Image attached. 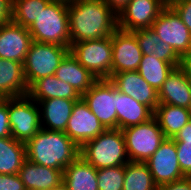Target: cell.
<instances>
[{
	"instance_id": "cell-12",
	"label": "cell",
	"mask_w": 191,
	"mask_h": 190,
	"mask_svg": "<svg viewBox=\"0 0 191 190\" xmlns=\"http://www.w3.org/2000/svg\"><path fill=\"white\" fill-rule=\"evenodd\" d=\"M167 5L165 0H130L117 16V28L129 32L151 28Z\"/></svg>"
},
{
	"instance_id": "cell-19",
	"label": "cell",
	"mask_w": 191,
	"mask_h": 190,
	"mask_svg": "<svg viewBox=\"0 0 191 190\" xmlns=\"http://www.w3.org/2000/svg\"><path fill=\"white\" fill-rule=\"evenodd\" d=\"M36 102L40 107L41 128L49 131L65 132L76 101L64 98H53Z\"/></svg>"
},
{
	"instance_id": "cell-35",
	"label": "cell",
	"mask_w": 191,
	"mask_h": 190,
	"mask_svg": "<svg viewBox=\"0 0 191 190\" xmlns=\"http://www.w3.org/2000/svg\"><path fill=\"white\" fill-rule=\"evenodd\" d=\"M12 137L8 113V98L0 99V138Z\"/></svg>"
},
{
	"instance_id": "cell-16",
	"label": "cell",
	"mask_w": 191,
	"mask_h": 190,
	"mask_svg": "<svg viewBox=\"0 0 191 190\" xmlns=\"http://www.w3.org/2000/svg\"><path fill=\"white\" fill-rule=\"evenodd\" d=\"M33 39L28 31L11 21L0 26V58L24 63Z\"/></svg>"
},
{
	"instance_id": "cell-3",
	"label": "cell",
	"mask_w": 191,
	"mask_h": 190,
	"mask_svg": "<svg viewBox=\"0 0 191 190\" xmlns=\"http://www.w3.org/2000/svg\"><path fill=\"white\" fill-rule=\"evenodd\" d=\"M80 156L95 169L125 166L129 162L120 129H106L80 147Z\"/></svg>"
},
{
	"instance_id": "cell-25",
	"label": "cell",
	"mask_w": 191,
	"mask_h": 190,
	"mask_svg": "<svg viewBox=\"0 0 191 190\" xmlns=\"http://www.w3.org/2000/svg\"><path fill=\"white\" fill-rule=\"evenodd\" d=\"M165 138H174L191 120L188 108L159 103L153 115Z\"/></svg>"
},
{
	"instance_id": "cell-4",
	"label": "cell",
	"mask_w": 191,
	"mask_h": 190,
	"mask_svg": "<svg viewBox=\"0 0 191 190\" xmlns=\"http://www.w3.org/2000/svg\"><path fill=\"white\" fill-rule=\"evenodd\" d=\"M28 31L33 41L70 47L68 4L50 1Z\"/></svg>"
},
{
	"instance_id": "cell-20",
	"label": "cell",
	"mask_w": 191,
	"mask_h": 190,
	"mask_svg": "<svg viewBox=\"0 0 191 190\" xmlns=\"http://www.w3.org/2000/svg\"><path fill=\"white\" fill-rule=\"evenodd\" d=\"M55 76L61 81L70 84L80 95L87 92L98 80L78 62L70 51L60 62Z\"/></svg>"
},
{
	"instance_id": "cell-30",
	"label": "cell",
	"mask_w": 191,
	"mask_h": 190,
	"mask_svg": "<svg viewBox=\"0 0 191 190\" xmlns=\"http://www.w3.org/2000/svg\"><path fill=\"white\" fill-rule=\"evenodd\" d=\"M172 139L177 148L180 169L186 177H191V120Z\"/></svg>"
},
{
	"instance_id": "cell-15",
	"label": "cell",
	"mask_w": 191,
	"mask_h": 190,
	"mask_svg": "<svg viewBox=\"0 0 191 190\" xmlns=\"http://www.w3.org/2000/svg\"><path fill=\"white\" fill-rule=\"evenodd\" d=\"M109 80L117 90L155 111L159 104L158 91L150 86L137 71L115 73Z\"/></svg>"
},
{
	"instance_id": "cell-22",
	"label": "cell",
	"mask_w": 191,
	"mask_h": 190,
	"mask_svg": "<svg viewBox=\"0 0 191 190\" xmlns=\"http://www.w3.org/2000/svg\"><path fill=\"white\" fill-rule=\"evenodd\" d=\"M28 90L23 63L0 58V97L11 98L28 95Z\"/></svg>"
},
{
	"instance_id": "cell-43",
	"label": "cell",
	"mask_w": 191,
	"mask_h": 190,
	"mask_svg": "<svg viewBox=\"0 0 191 190\" xmlns=\"http://www.w3.org/2000/svg\"><path fill=\"white\" fill-rule=\"evenodd\" d=\"M188 109H189V112H190V115H191V103H190V106H189Z\"/></svg>"
},
{
	"instance_id": "cell-29",
	"label": "cell",
	"mask_w": 191,
	"mask_h": 190,
	"mask_svg": "<svg viewBox=\"0 0 191 190\" xmlns=\"http://www.w3.org/2000/svg\"><path fill=\"white\" fill-rule=\"evenodd\" d=\"M50 0H12V21L29 28Z\"/></svg>"
},
{
	"instance_id": "cell-36",
	"label": "cell",
	"mask_w": 191,
	"mask_h": 190,
	"mask_svg": "<svg viewBox=\"0 0 191 190\" xmlns=\"http://www.w3.org/2000/svg\"><path fill=\"white\" fill-rule=\"evenodd\" d=\"M0 190H26L18 174H0Z\"/></svg>"
},
{
	"instance_id": "cell-40",
	"label": "cell",
	"mask_w": 191,
	"mask_h": 190,
	"mask_svg": "<svg viewBox=\"0 0 191 190\" xmlns=\"http://www.w3.org/2000/svg\"><path fill=\"white\" fill-rule=\"evenodd\" d=\"M182 67L186 70L188 76L191 78V51L182 59Z\"/></svg>"
},
{
	"instance_id": "cell-17",
	"label": "cell",
	"mask_w": 191,
	"mask_h": 190,
	"mask_svg": "<svg viewBox=\"0 0 191 190\" xmlns=\"http://www.w3.org/2000/svg\"><path fill=\"white\" fill-rule=\"evenodd\" d=\"M159 103L189 108L191 103V78L180 66L174 68L158 91Z\"/></svg>"
},
{
	"instance_id": "cell-26",
	"label": "cell",
	"mask_w": 191,
	"mask_h": 190,
	"mask_svg": "<svg viewBox=\"0 0 191 190\" xmlns=\"http://www.w3.org/2000/svg\"><path fill=\"white\" fill-rule=\"evenodd\" d=\"M26 157V145L13 137L0 138V174H18Z\"/></svg>"
},
{
	"instance_id": "cell-18",
	"label": "cell",
	"mask_w": 191,
	"mask_h": 190,
	"mask_svg": "<svg viewBox=\"0 0 191 190\" xmlns=\"http://www.w3.org/2000/svg\"><path fill=\"white\" fill-rule=\"evenodd\" d=\"M26 190H53L63 185V171L26 159L18 172Z\"/></svg>"
},
{
	"instance_id": "cell-28",
	"label": "cell",
	"mask_w": 191,
	"mask_h": 190,
	"mask_svg": "<svg viewBox=\"0 0 191 190\" xmlns=\"http://www.w3.org/2000/svg\"><path fill=\"white\" fill-rule=\"evenodd\" d=\"M152 174L145 162L129 161L125 165L123 190H157Z\"/></svg>"
},
{
	"instance_id": "cell-1",
	"label": "cell",
	"mask_w": 191,
	"mask_h": 190,
	"mask_svg": "<svg viewBox=\"0 0 191 190\" xmlns=\"http://www.w3.org/2000/svg\"><path fill=\"white\" fill-rule=\"evenodd\" d=\"M70 47L73 43L109 37L117 15L103 0H74L68 4Z\"/></svg>"
},
{
	"instance_id": "cell-10",
	"label": "cell",
	"mask_w": 191,
	"mask_h": 190,
	"mask_svg": "<svg viewBox=\"0 0 191 190\" xmlns=\"http://www.w3.org/2000/svg\"><path fill=\"white\" fill-rule=\"evenodd\" d=\"M81 98L105 129H117L116 87L109 79H98Z\"/></svg>"
},
{
	"instance_id": "cell-23",
	"label": "cell",
	"mask_w": 191,
	"mask_h": 190,
	"mask_svg": "<svg viewBox=\"0 0 191 190\" xmlns=\"http://www.w3.org/2000/svg\"><path fill=\"white\" fill-rule=\"evenodd\" d=\"M63 185L67 190H99L97 169L79 155L64 169Z\"/></svg>"
},
{
	"instance_id": "cell-8",
	"label": "cell",
	"mask_w": 191,
	"mask_h": 190,
	"mask_svg": "<svg viewBox=\"0 0 191 190\" xmlns=\"http://www.w3.org/2000/svg\"><path fill=\"white\" fill-rule=\"evenodd\" d=\"M70 52L97 79H110L112 69L111 36L73 43Z\"/></svg>"
},
{
	"instance_id": "cell-11",
	"label": "cell",
	"mask_w": 191,
	"mask_h": 190,
	"mask_svg": "<svg viewBox=\"0 0 191 190\" xmlns=\"http://www.w3.org/2000/svg\"><path fill=\"white\" fill-rule=\"evenodd\" d=\"M145 163L158 187L186 177L180 169L175 141L171 138H166Z\"/></svg>"
},
{
	"instance_id": "cell-39",
	"label": "cell",
	"mask_w": 191,
	"mask_h": 190,
	"mask_svg": "<svg viewBox=\"0 0 191 190\" xmlns=\"http://www.w3.org/2000/svg\"><path fill=\"white\" fill-rule=\"evenodd\" d=\"M111 10L118 16L130 0H103Z\"/></svg>"
},
{
	"instance_id": "cell-33",
	"label": "cell",
	"mask_w": 191,
	"mask_h": 190,
	"mask_svg": "<svg viewBox=\"0 0 191 190\" xmlns=\"http://www.w3.org/2000/svg\"><path fill=\"white\" fill-rule=\"evenodd\" d=\"M150 56L161 59L172 64L175 68L182 66V58L174 51V49L162 40L156 43L155 55Z\"/></svg>"
},
{
	"instance_id": "cell-31",
	"label": "cell",
	"mask_w": 191,
	"mask_h": 190,
	"mask_svg": "<svg viewBox=\"0 0 191 190\" xmlns=\"http://www.w3.org/2000/svg\"><path fill=\"white\" fill-rule=\"evenodd\" d=\"M125 166L97 170L99 190H123Z\"/></svg>"
},
{
	"instance_id": "cell-41",
	"label": "cell",
	"mask_w": 191,
	"mask_h": 190,
	"mask_svg": "<svg viewBox=\"0 0 191 190\" xmlns=\"http://www.w3.org/2000/svg\"><path fill=\"white\" fill-rule=\"evenodd\" d=\"M50 1H57V2H63V3H66V4H70L74 0H50Z\"/></svg>"
},
{
	"instance_id": "cell-32",
	"label": "cell",
	"mask_w": 191,
	"mask_h": 190,
	"mask_svg": "<svg viewBox=\"0 0 191 190\" xmlns=\"http://www.w3.org/2000/svg\"><path fill=\"white\" fill-rule=\"evenodd\" d=\"M136 36L138 45L143 55H155L156 43H159L161 39L152 30V28L138 29L133 31Z\"/></svg>"
},
{
	"instance_id": "cell-5",
	"label": "cell",
	"mask_w": 191,
	"mask_h": 190,
	"mask_svg": "<svg viewBox=\"0 0 191 190\" xmlns=\"http://www.w3.org/2000/svg\"><path fill=\"white\" fill-rule=\"evenodd\" d=\"M70 47L32 41L23 70L28 87L40 78L55 75L56 69Z\"/></svg>"
},
{
	"instance_id": "cell-27",
	"label": "cell",
	"mask_w": 191,
	"mask_h": 190,
	"mask_svg": "<svg viewBox=\"0 0 191 190\" xmlns=\"http://www.w3.org/2000/svg\"><path fill=\"white\" fill-rule=\"evenodd\" d=\"M174 68L172 64L161 59L143 55L137 72L150 86L159 91Z\"/></svg>"
},
{
	"instance_id": "cell-24",
	"label": "cell",
	"mask_w": 191,
	"mask_h": 190,
	"mask_svg": "<svg viewBox=\"0 0 191 190\" xmlns=\"http://www.w3.org/2000/svg\"><path fill=\"white\" fill-rule=\"evenodd\" d=\"M28 95L35 101L53 98L78 101L81 98V95L70 84L61 81L55 75L43 77L35 81L29 87Z\"/></svg>"
},
{
	"instance_id": "cell-34",
	"label": "cell",
	"mask_w": 191,
	"mask_h": 190,
	"mask_svg": "<svg viewBox=\"0 0 191 190\" xmlns=\"http://www.w3.org/2000/svg\"><path fill=\"white\" fill-rule=\"evenodd\" d=\"M168 4L177 12L191 32V0H171Z\"/></svg>"
},
{
	"instance_id": "cell-2",
	"label": "cell",
	"mask_w": 191,
	"mask_h": 190,
	"mask_svg": "<svg viewBox=\"0 0 191 190\" xmlns=\"http://www.w3.org/2000/svg\"><path fill=\"white\" fill-rule=\"evenodd\" d=\"M25 145L28 160L61 171L80 155V148L63 131L41 128Z\"/></svg>"
},
{
	"instance_id": "cell-9",
	"label": "cell",
	"mask_w": 191,
	"mask_h": 190,
	"mask_svg": "<svg viewBox=\"0 0 191 190\" xmlns=\"http://www.w3.org/2000/svg\"><path fill=\"white\" fill-rule=\"evenodd\" d=\"M152 30L183 59L191 51V32L168 4L151 26Z\"/></svg>"
},
{
	"instance_id": "cell-14",
	"label": "cell",
	"mask_w": 191,
	"mask_h": 190,
	"mask_svg": "<svg viewBox=\"0 0 191 190\" xmlns=\"http://www.w3.org/2000/svg\"><path fill=\"white\" fill-rule=\"evenodd\" d=\"M106 129L82 98L75 102L65 134L80 148Z\"/></svg>"
},
{
	"instance_id": "cell-37",
	"label": "cell",
	"mask_w": 191,
	"mask_h": 190,
	"mask_svg": "<svg viewBox=\"0 0 191 190\" xmlns=\"http://www.w3.org/2000/svg\"><path fill=\"white\" fill-rule=\"evenodd\" d=\"M12 0H0V26L12 21Z\"/></svg>"
},
{
	"instance_id": "cell-21",
	"label": "cell",
	"mask_w": 191,
	"mask_h": 190,
	"mask_svg": "<svg viewBox=\"0 0 191 190\" xmlns=\"http://www.w3.org/2000/svg\"><path fill=\"white\" fill-rule=\"evenodd\" d=\"M117 129L144 123L153 117L154 112L145 104L137 102L132 97L116 88Z\"/></svg>"
},
{
	"instance_id": "cell-6",
	"label": "cell",
	"mask_w": 191,
	"mask_h": 190,
	"mask_svg": "<svg viewBox=\"0 0 191 190\" xmlns=\"http://www.w3.org/2000/svg\"><path fill=\"white\" fill-rule=\"evenodd\" d=\"M129 161L146 162L166 139L153 116L148 121L122 130Z\"/></svg>"
},
{
	"instance_id": "cell-13",
	"label": "cell",
	"mask_w": 191,
	"mask_h": 190,
	"mask_svg": "<svg viewBox=\"0 0 191 190\" xmlns=\"http://www.w3.org/2000/svg\"><path fill=\"white\" fill-rule=\"evenodd\" d=\"M112 69L115 73L137 71L142 59V51L133 32L117 28L111 35Z\"/></svg>"
},
{
	"instance_id": "cell-7",
	"label": "cell",
	"mask_w": 191,
	"mask_h": 190,
	"mask_svg": "<svg viewBox=\"0 0 191 190\" xmlns=\"http://www.w3.org/2000/svg\"><path fill=\"white\" fill-rule=\"evenodd\" d=\"M12 137L27 143L41 129L40 107L29 95L8 98Z\"/></svg>"
},
{
	"instance_id": "cell-42",
	"label": "cell",
	"mask_w": 191,
	"mask_h": 190,
	"mask_svg": "<svg viewBox=\"0 0 191 190\" xmlns=\"http://www.w3.org/2000/svg\"><path fill=\"white\" fill-rule=\"evenodd\" d=\"M53 190H67V189L64 187V185H62L61 187L53 189Z\"/></svg>"
},
{
	"instance_id": "cell-38",
	"label": "cell",
	"mask_w": 191,
	"mask_h": 190,
	"mask_svg": "<svg viewBox=\"0 0 191 190\" xmlns=\"http://www.w3.org/2000/svg\"><path fill=\"white\" fill-rule=\"evenodd\" d=\"M157 190H191V177L159 186Z\"/></svg>"
}]
</instances>
